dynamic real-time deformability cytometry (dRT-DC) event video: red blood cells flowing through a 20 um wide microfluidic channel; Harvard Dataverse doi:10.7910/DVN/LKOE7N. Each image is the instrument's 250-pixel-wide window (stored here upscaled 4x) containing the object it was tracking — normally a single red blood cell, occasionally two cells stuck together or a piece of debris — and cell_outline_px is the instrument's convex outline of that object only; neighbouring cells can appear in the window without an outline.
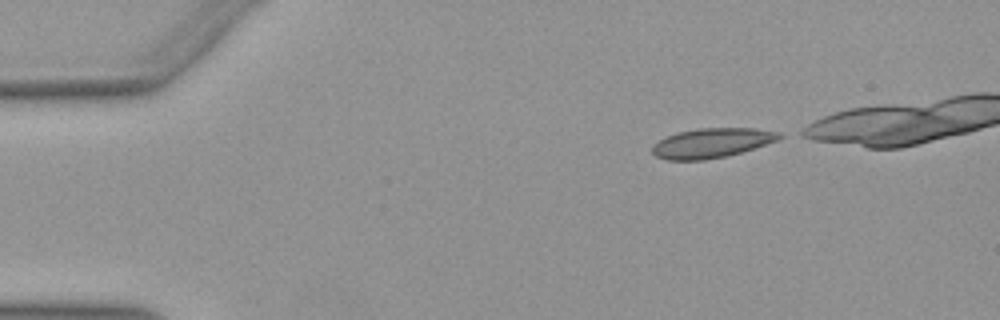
{"species": "Egyptian fruit bat (a non-hibernating species)", "species_latin": "Rousettus aegyptiacus", "temperature_condition": "warm", "stored_images_in_passage": 10, "camera_frame_rate_fps": 3000, "um_per_image_px": 0.085, "animal": {"sex": "female"}, "frame": {"image": 1, "passage_image": 1, "time_ms": 0.0, "image_size_px": [1000, 320], "cell_outline_px": [[784, 136], [776, 140], [740, 152], [724, 156], [704, 160], [668, 160], [656, 156], [652, 152], [652, 144], [676, 132], [696, 128], [756, 128], [780, 132]], "centroid_in_image_um": [60.46, 12.14], "position_along_channel_um": 24.5, "area_um2": 21.73}}